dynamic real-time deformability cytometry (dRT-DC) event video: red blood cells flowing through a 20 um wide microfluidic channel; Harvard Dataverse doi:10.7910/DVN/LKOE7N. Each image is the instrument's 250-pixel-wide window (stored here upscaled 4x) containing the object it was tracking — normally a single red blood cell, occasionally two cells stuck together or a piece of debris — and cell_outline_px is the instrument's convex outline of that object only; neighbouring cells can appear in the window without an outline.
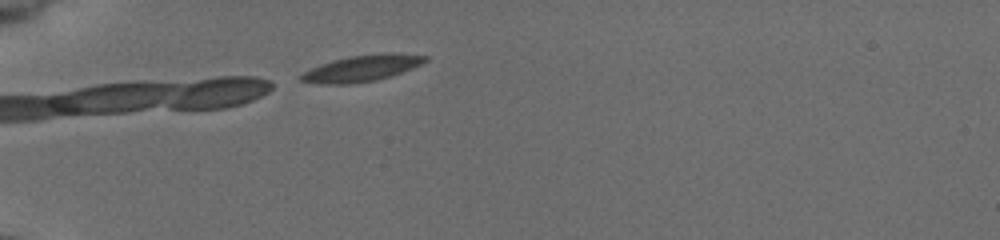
{"species": "common noctule bat (a hibernating species)", "species_latin": "Nyctalus noctula", "temperature_condition": "cold", "stored_images_in_passage": 3, "camera_frame_rate_fps": 3000, "um_per_image_px": 0.085, "animal": {"sex": "female", "body_mass_g": 19.5, "forearm_length_mm": 54.1}, "frame": {"image": 1, "passage_image": 1, "time_ms": 0.0, "image_size_px": [1000, 240], "cell_outline_px": [[428, 60], [420, 64], [400, 72], [388, 76], [372, 80], [344, 84], [328, 84], [300, 80], [300, 76], [304, 72], [312, 68], [332, 60], [348, 56], [384, 52], [392, 52], [428, 56]], "centroid_in_image_um": [30.78, 5.77], "position_along_channel_um": 54.2, "area_um2": 18.5}}